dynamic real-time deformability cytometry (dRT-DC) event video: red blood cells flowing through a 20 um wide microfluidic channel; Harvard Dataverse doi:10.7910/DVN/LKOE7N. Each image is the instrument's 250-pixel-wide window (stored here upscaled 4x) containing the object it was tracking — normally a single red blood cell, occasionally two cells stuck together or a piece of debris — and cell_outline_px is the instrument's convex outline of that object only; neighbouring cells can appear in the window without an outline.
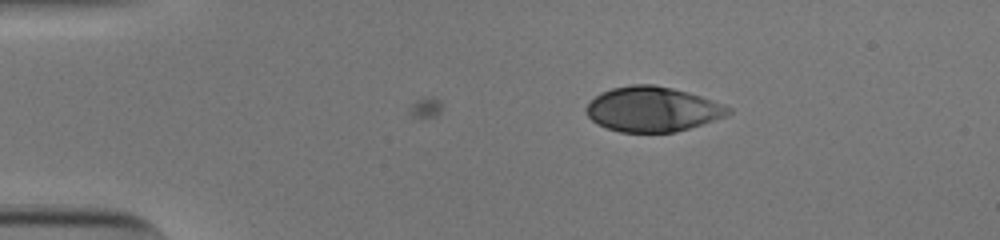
{"species": "human", "species_latin": "Homo sapiens", "temperature_condition": "cold", "stored_images_in_passage": 2, "camera_frame_rate_fps": 3000, "um_per_image_px": 0.085, "donor": {"sex": "male"}, "frame": {"image": 1, "passage_image": 2, "time_ms": 0.333, "image_size_px": [1000, 240], "cell_outline_px": [[732, 112], [724, 116], [676, 132], [620, 132], [608, 128], [592, 120], [588, 116], [584, 108], [600, 92], [612, 88], [632, 84], [656, 84], [688, 92], [700, 96], [732, 108]], "centroid_in_image_um": [55.43, 9.27], "position_along_channel_um": 29.6, "area_um2": 36.82}}